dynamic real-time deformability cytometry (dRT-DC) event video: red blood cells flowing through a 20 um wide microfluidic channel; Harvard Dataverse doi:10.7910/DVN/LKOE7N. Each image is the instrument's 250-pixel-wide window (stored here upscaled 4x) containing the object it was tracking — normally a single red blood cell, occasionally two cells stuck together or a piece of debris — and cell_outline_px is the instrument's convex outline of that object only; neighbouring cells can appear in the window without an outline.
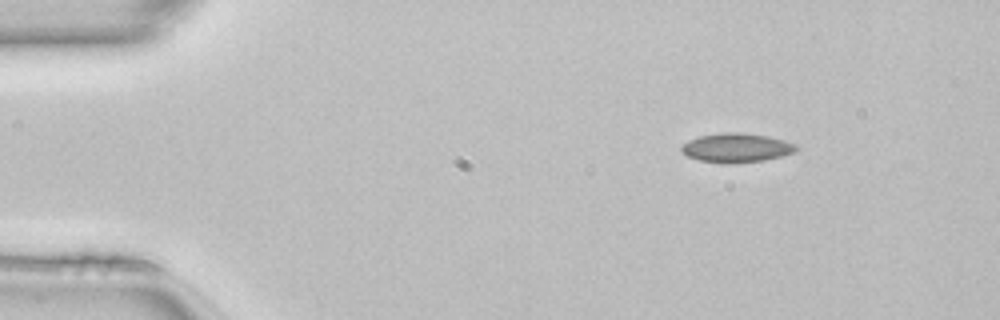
{"species": "common noctule bat (a hibernating species)", "species_latin": "Nyctalus noctula", "temperature_condition": "room temperature", "stored_images_in_passage": 44, "camera_frame_rate_fps": 3000, "um_per_image_px": 0.085, "animal": {"sex": "female", "body_mass_g": 22.7, "forearm_length_mm": 54.2}, "frame": {"image": 1, "passage_image": 1, "time_ms": 0.0, "image_size_px": [1000, 320], "cell_outline_px": [[800, 148], [796, 152], [764, 160], [728, 164], [700, 160], [688, 156], [680, 152], [680, 148], [688, 140], [700, 136], [724, 132], [740, 132], [768, 136], [784, 140], [796, 144]], "centroid_in_image_um": [62.62, 12.56], "position_along_channel_um": 22.4, "area_um2": 19.54}}
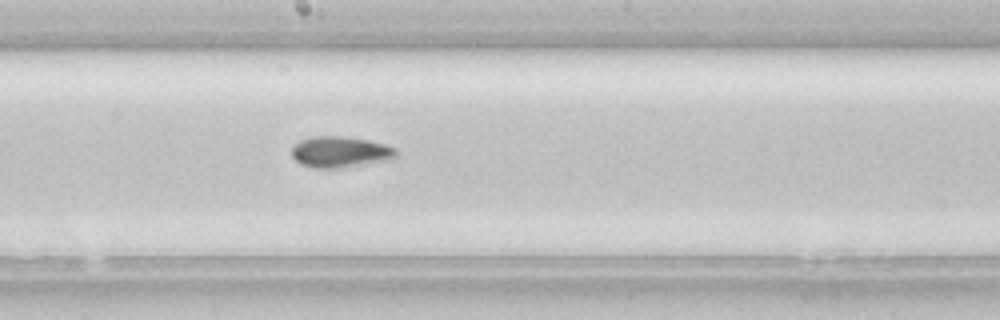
{"frame": {"image": 2, "passage_image": 21, "time_ms": 6.667, "image_size_px": [1000, 320], "cell_outline_px": [[396, 156], [388, 160], [336, 168], [312, 168], [300, 164], [292, 156], [292, 148], [300, 140], [312, 136], [340, 136], [368, 140], [384, 144], [396, 148]], "centroid_in_image_um": [28.89, 12.91], "position_along_channel_um": 219.3, "area_um2": 18.73}}
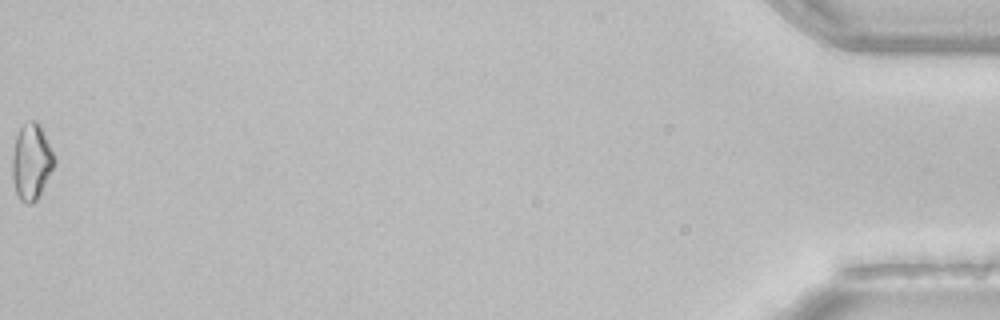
{"frame": {"image": 3, "passage_image": 44, "time_ms": 14.333, "image_size_px": [1000, 320], "cell_outline_px": [[56, 160], [40, 196], [32, 204], [24, 204], [20, 200], [16, 192], [12, 176], [12, 156], [16, 136], [20, 128], [24, 124], [32, 120], [36, 120], [40, 124]], "centroid_in_image_um": [2.66, 13.77], "position_along_channel_um": 432.5, "area_um2": 18.61}, "authors_computed_cell_mechanics": {"area_um2": 18.3515, "velocity_mm_per_s": 4.1423, "shape_relaxation_time_tau1_ms": 6.5065, "shape_relaxation_time_tau2_ms": null, "deformation_change_tau1": 0.1032, "deformation_change_tau2": null}}